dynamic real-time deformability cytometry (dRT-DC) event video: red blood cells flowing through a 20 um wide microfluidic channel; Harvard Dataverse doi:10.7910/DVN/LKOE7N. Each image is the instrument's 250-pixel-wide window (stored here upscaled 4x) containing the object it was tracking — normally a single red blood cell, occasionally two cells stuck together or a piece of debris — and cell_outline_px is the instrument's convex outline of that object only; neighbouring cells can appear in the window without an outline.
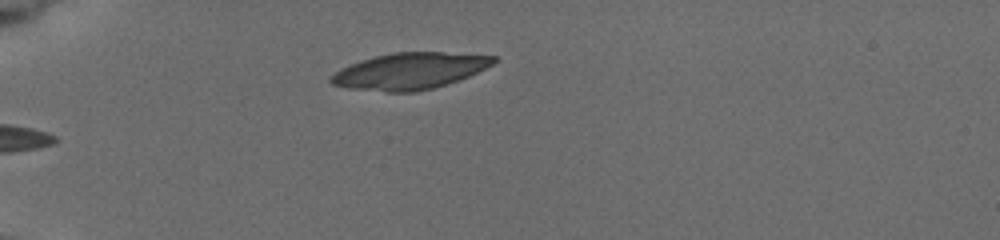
{"species": "common noctule bat (a hibernating species)", "species_latin": "Nyctalus noctula", "temperature_condition": "cold", "stored_images_in_passage": 4, "camera_frame_rate_fps": 3000, "um_per_image_px": 0.085, "animal": {"sex": "female", "body_mass_g": 19.5, "forearm_length_mm": 54.1}, "frame": {"image": 1, "passage_image": 4, "time_ms": 4.667, "image_size_px": [1000, 240], "cell_outline_px": [[496, 60], [492, 64], [468, 76], [432, 88], [416, 92], [388, 92], [348, 88], [332, 84], [328, 80], [340, 68], [360, 60], [392, 52], [444, 52], [496, 56]], "centroid_in_image_um": [34.78, 6.03], "position_along_channel_um": 50.2, "area_um2": 34.16}}